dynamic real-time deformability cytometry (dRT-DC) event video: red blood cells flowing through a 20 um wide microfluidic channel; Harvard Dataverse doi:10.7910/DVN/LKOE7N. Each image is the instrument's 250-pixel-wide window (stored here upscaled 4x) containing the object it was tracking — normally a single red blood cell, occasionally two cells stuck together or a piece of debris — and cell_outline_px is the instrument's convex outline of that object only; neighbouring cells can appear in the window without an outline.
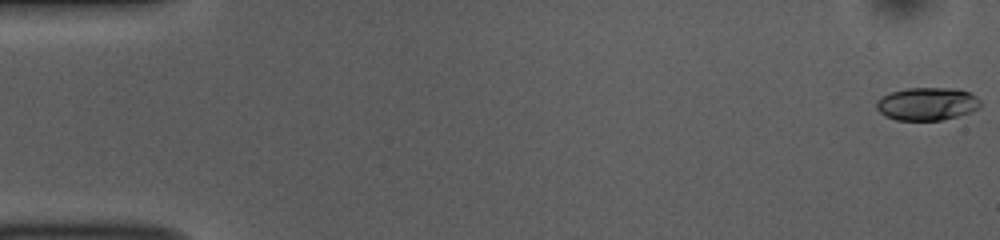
{"species": "common noctule bat (a hibernating species)", "species_latin": "Nyctalus noctula", "temperature_condition": "room temperature", "stored_images_in_passage": 54, "camera_frame_rate_fps": 3000, "um_per_image_px": 0.085, "animal": {"sex": "female", "body_mass_g": 10.0, "forearm_length_mm": 53.1}, "frame": {"image": 1, "passage_image": 1, "time_ms": 0.0, "image_size_px": [1000, 240], "cell_outline_px": [[980, 108], [956, 116], [940, 120], [896, 120], [884, 116], [876, 108], [876, 100], [892, 92], [908, 88], [948, 88], [968, 92], [976, 96], [980, 100]], "centroid_in_image_um": [78.77, 8.83], "position_along_channel_um": 6.2, "area_um2": 19.71}}
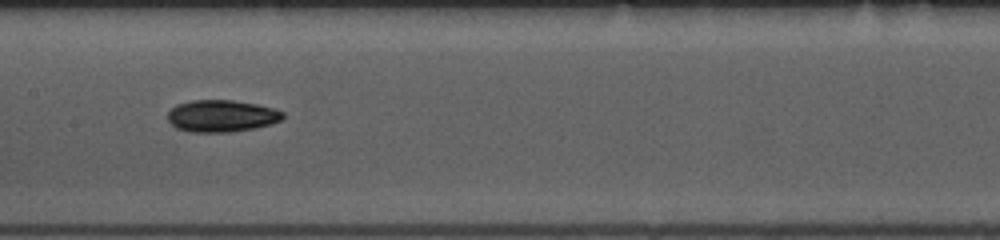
{"frame": {"image": 2, "passage_image": 27, "time_ms": 8.667, "image_size_px": [1000, 240], "cell_outline_px": [[284, 116], [280, 120], [272, 124], [256, 128], [228, 132], [188, 132], [176, 128], [168, 120], [168, 112], [176, 104], [192, 100], [232, 100], [256, 104], [272, 108], [284, 112]], "centroid_in_image_um": [18.82, 9.86], "position_along_channel_um": 188.6, "area_um2": 21.5}}
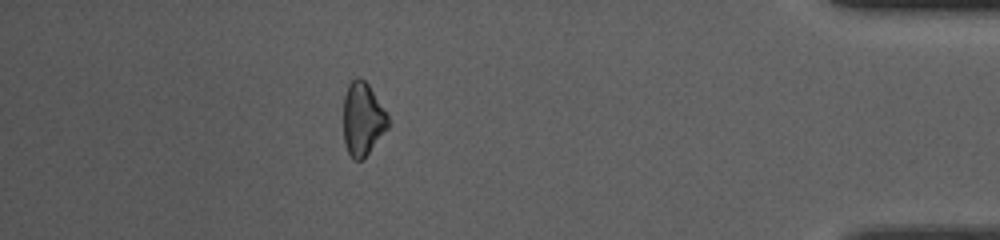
{"frame": {"image": 3, "passage_image": 48, "time_ms": 15.667, "image_size_px": [1000, 240], "cell_outline_px": [[388, 128], [364, 160], [356, 160], [348, 152], [344, 144], [344, 96], [348, 84], [356, 76], [360, 76], [368, 84], [388, 116]], "centroid_in_image_um": [30.82, 10.13], "position_along_channel_um": 404.4, "area_um2": 19.02}, "authors_computed_cell_mechanics": {"area_um2": 20.1722, "velocity_mm_per_s": 3.7437, "shape_relaxation_time_tau1_ms": 3.3425, "shape_relaxation_time_tau2_ms": null, "deformation_change_tau1": 0.1005, "deformation_change_tau2": null}}